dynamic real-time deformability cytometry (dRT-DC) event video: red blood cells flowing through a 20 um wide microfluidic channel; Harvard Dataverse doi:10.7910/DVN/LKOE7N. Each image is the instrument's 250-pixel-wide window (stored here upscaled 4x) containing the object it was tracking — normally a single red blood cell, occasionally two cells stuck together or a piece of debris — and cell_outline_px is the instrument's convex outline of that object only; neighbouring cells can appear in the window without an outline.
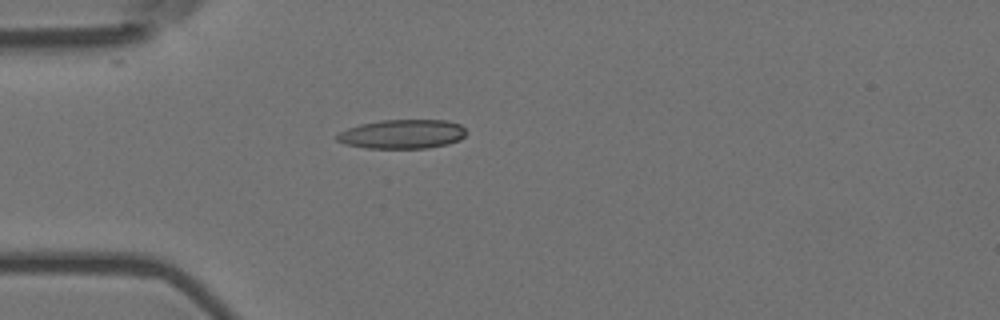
{"species": "Egyptian fruit bat (a non-hibernating species)", "species_latin": "Rousettus aegyptiacus", "temperature_condition": "room temperature", "stored_images_in_passage": 33, "camera_frame_rate_fps": 3000, "um_per_image_px": 0.085, "animal": {"sex": "female"}, "frame": {"image": 1, "passage_image": 1, "time_ms": 0.0, "image_size_px": [1000, 320], "cell_outline_px": [[464, 136], [460, 140], [448, 144], [428, 148], [364, 148], [344, 144], [336, 140], [336, 136], [340, 132], [348, 128], [360, 124], [380, 120], [448, 120], [460, 124], [464, 128]], "centroid_in_image_um": [34.19, 11.4], "position_along_channel_um": 50.8, "area_um2": 22.02}}
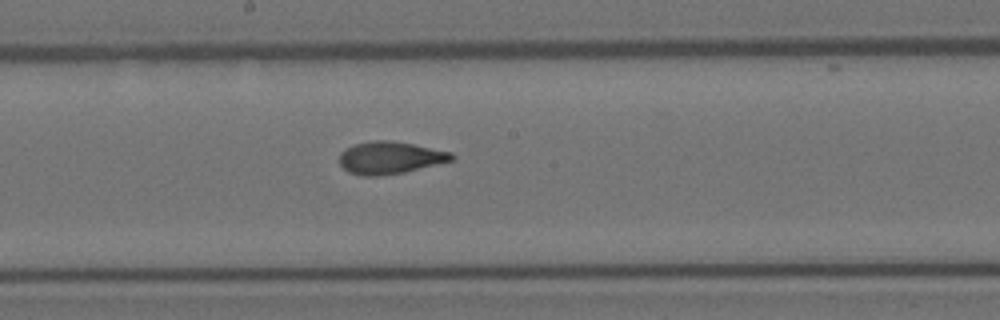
{"frame": {"image": 2, "passage_image": 15, "time_ms": 4.667, "image_size_px": [1000, 320], "cell_outline_px": [[456, 156], [452, 160], [404, 172], [380, 176], [364, 176], [348, 172], [340, 164], [340, 152], [344, 148], [352, 144], [372, 140], [392, 140], [452, 152]], "centroid_in_image_um": [33.11, 13.39], "position_along_channel_um": 215.1, "area_um2": 21.21}}
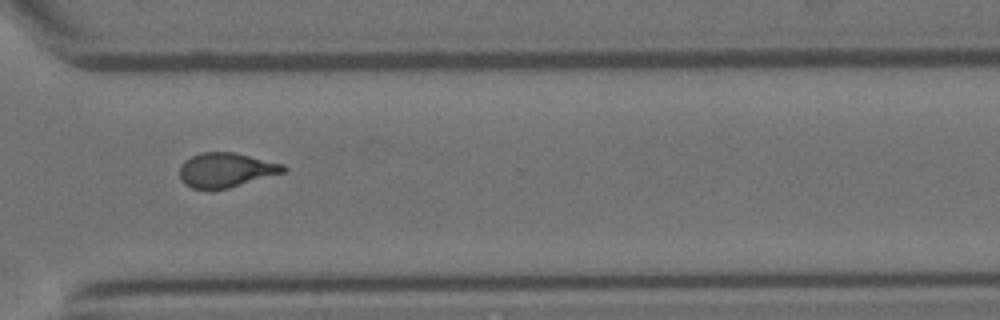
{"frame": {"image": 3, "passage_image": 26, "time_ms": 8.333, "image_size_px": [1000, 320], "cell_outline_px": [[288, 168], [284, 172], [228, 188], [192, 188], [184, 184], [180, 180], [180, 164], [184, 160], [200, 152], [236, 152], [284, 164]], "centroid_in_image_um": [19.2, 14.43], "position_along_channel_um": 351.4, "area_um2": 20.81}, "authors_computed_cell_mechanics": {"area_um2": 20.9236, "velocity_mm_per_s": 3.7327, "shape_relaxation_time_tau1_ms": 6.609, "shape_relaxation_time_tau2_ms": 2.216, "deformation_change_tau1": 0.1893, "deformation_change_tau2": 0.1002}}